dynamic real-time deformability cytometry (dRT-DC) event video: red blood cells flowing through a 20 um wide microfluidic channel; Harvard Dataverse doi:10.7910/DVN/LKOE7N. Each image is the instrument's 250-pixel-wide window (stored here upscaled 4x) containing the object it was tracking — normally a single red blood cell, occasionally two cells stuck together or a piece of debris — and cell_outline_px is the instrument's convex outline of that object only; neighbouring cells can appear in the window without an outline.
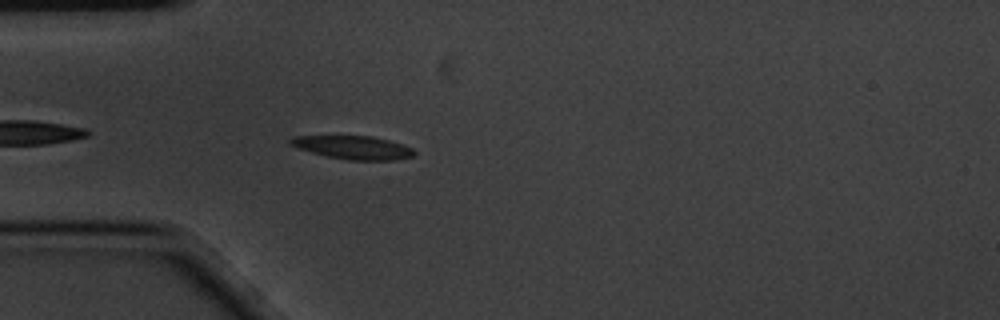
{"species": "common noctule bat (a hibernating species)", "species_latin": "Nyctalus noctula", "temperature_condition": "cold", "stored_images_in_passage": 1, "camera_frame_rate_fps": 3000, "um_per_image_px": 0.085, "animal": {"sex": "male", "body_mass_g": 20.1, "forearm_length_mm": 53.5}, "frame": {"image": 1, "passage_image": 1, "time_ms": 0.0, "image_size_px": [1000, 320], "cell_outline_px": [[416, 152], [412, 156], [396, 160], [348, 160], [328, 156], [296, 148], [288, 144], [288, 140], [292, 136], [372, 136], [404, 144], [412, 148]], "centroid_in_image_um": [30.01, 12.53], "position_along_channel_um": 55.0, "area_um2": 16.88}}